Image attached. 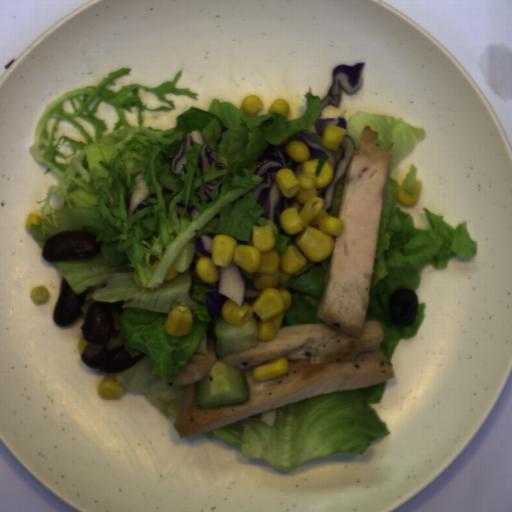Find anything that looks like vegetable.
Returning <instances> with one entry per match:
<instances>
[{
    "label": "vegetable",
    "mask_w": 512,
    "mask_h": 512,
    "mask_svg": "<svg viewBox=\"0 0 512 512\" xmlns=\"http://www.w3.org/2000/svg\"><path fill=\"white\" fill-rule=\"evenodd\" d=\"M130 67L107 73L97 85L80 87L53 99L37 119L30 155L52 171L59 185H50L39 207L41 223L31 222L28 231L43 249L47 239L60 231H88L104 241L91 258L70 259L55 264L77 295L90 290L95 302H123L117 317L130 358L146 354L127 370L104 373L124 390L142 392L157 411L169 420L189 386H173L194 353L202 335L214 338L206 292L209 284L200 280L195 264L205 256L197 251V238L217 234L246 244L253 226L270 224L275 245L282 255L288 245L296 246L297 235L278 230L273 221L261 217L266 209L258 205L254 188L262 177L254 170L269 160L259 157L273 145L275 151L298 141L303 132L322 146L314 123L322 115L320 96L311 86L304 93L305 110L297 119H286L272 111L250 116L229 101L211 100L207 110L190 106L175 117L174 128L144 127L145 110L176 111L174 100L164 94L186 95L199 100L190 88H175L183 75L157 87L131 83L120 89L114 79L131 76ZM200 129L205 143L225 157L229 170L215 168L207 174L199 169L204 144L193 142L185 149L187 174L172 175L170 161L186 134ZM302 143V142H301ZM141 172L146 186L157 199L149 198L127 219V200L136 188L134 176ZM224 176V177H223ZM223 177L212 190L213 201L203 198L204 183ZM200 188L202 203L194 191ZM184 206L182 215L176 206ZM199 210L192 222L185 217L188 207ZM160 261L157 268L150 263ZM178 271L174 280L164 281L169 267ZM134 269L140 278L136 284ZM187 306L192 314L190 335L170 337L163 324L173 305Z\"/></svg>",
    "instance_id": "vegetable-1"
},
{
    "label": "vegetable",
    "mask_w": 512,
    "mask_h": 512,
    "mask_svg": "<svg viewBox=\"0 0 512 512\" xmlns=\"http://www.w3.org/2000/svg\"><path fill=\"white\" fill-rule=\"evenodd\" d=\"M365 126L378 132L375 144H379L381 150L387 149L394 142L365 318V321L381 323L384 336L379 349L391 363L399 340L413 339L426 316V302L419 303L412 325H394L389 311L393 292L400 288L414 291L419 288L422 279L420 273L428 264L433 269L441 270L447 269L450 259L475 257L478 241L473 240L469 233L468 221H463L455 228L444 221V215L434 214L426 207L422 209L430 229H416L412 214L401 211L395 202L402 185L391 174L425 139V128L414 127L403 117L358 111L348 118L345 128V134L354 140L356 147Z\"/></svg>",
    "instance_id": "vegetable-2"
},
{
    "label": "vegetable",
    "mask_w": 512,
    "mask_h": 512,
    "mask_svg": "<svg viewBox=\"0 0 512 512\" xmlns=\"http://www.w3.org/2000/svg\"><path fill=\"white\" fill-rule=\"evenodd\" d=\"M387 380L356 390L307 397L276 408L272 427L237 422L200 434L239 445L244 459H262L292 472L314 457L365 454L373 441L392 434L370 404H380Z\"/></svg>",
    "instance_id": "vegetable-3"
},
{
    "label": "vegetable",
    "mask_w": 512,
    "mask_h": 512,
    "mask_svg": "<svg viewBox=\"0 0 512 512\" xmlns=\"http://www.w3.org/2000/svg\"><path fill=\"white\" fill-rule=\"evenodd\" d=\"M329 268L330 255L322 262L309 259L287 283L276 285L275 290H287L292 298L280 327L325 323L316 313L326 291Z\"/></svg>",
    "instance_id": "vegetable-4"
},
{
    "label": "vegetable",
    "mask_w": 512,
    "mask_h": 512,
    "mask_svg": "<svg viewBox=\"0 0 512 512\" xmlns=\"http://www.w3.org/2000/svg\"><path fill=\"white\" fill-rule=\"evenodd\" d=\"M344 185H345V174L335 184L333 203H332L330 211L327 213L331 217H335L337 219H338L339 211H340V207H341V200H342V193H343Z\"/></svg>",
    "instance_id": "vegetable-5"
},
{
    "label": "vegetable",
    "mask_w": 512,
    "mask_h": 512,
    "mask_svg": "<svg viewBox=\"0 0 512 512\" xmlns=\"http://www.w3.org/2000/svg\"><path fill=\"white\" fill-rule=\"evenodd\" d=\"M418 168L415 163H411L408 173L405 175V183L401 190L409 194L411 200L415 198L416 193V177Z\"/></svg>",
    "instance_id": "vegetable-6"
},
{
    "label": "vegetable",
    "mask_w": 512,
    "mask_h": 512,
    "mask_svg": "<svg viewBox=\"0 0 512 512\" xmlns=\"http://www.w3.org/2000/svg\"><path fill=\"white\" fill-rule=\"evenodd\" d=\"M316 160H318V167L316 169V177L318 178L320 171L324 166L325 162L328 161V158L325 153L319 152Z\"/></svg>",
    "instance_id": "vegetable-7"
},
{
    "label": "vegetable",
    "mask_w": 512,
    "mask_h": 512,
    "mask_svg": "<svg viewBox=\"0 0 512 512\" xmlns=\"http://www.w3.org/2000/svg\"><path fill=\"white\" fill-rule=\"evenodd\" d=\"M331 151L334 154V156L336 157L337 161L339 162L344 153V148L340 145V147L337 150H331Z\"/></svg>",
    "instance_id": "vegetable-8"
},
{
    "label": "vegetable",
    "mask_w": 512,
    "mask_h": 512,
    "mask_svg": "<svg viewBox=\"0 0 512 512\" xmlns=\"http://www.w3.org/2000/svg\"><path fill=\"white\" fill-rule=\"evenodd\" d=\"M347 112H348V109H345V110L340 114V116H339V117H344V118H345V116H346Z\"/></svg>",
    "instance_id": "vegetable-9"
}]
</instances>
